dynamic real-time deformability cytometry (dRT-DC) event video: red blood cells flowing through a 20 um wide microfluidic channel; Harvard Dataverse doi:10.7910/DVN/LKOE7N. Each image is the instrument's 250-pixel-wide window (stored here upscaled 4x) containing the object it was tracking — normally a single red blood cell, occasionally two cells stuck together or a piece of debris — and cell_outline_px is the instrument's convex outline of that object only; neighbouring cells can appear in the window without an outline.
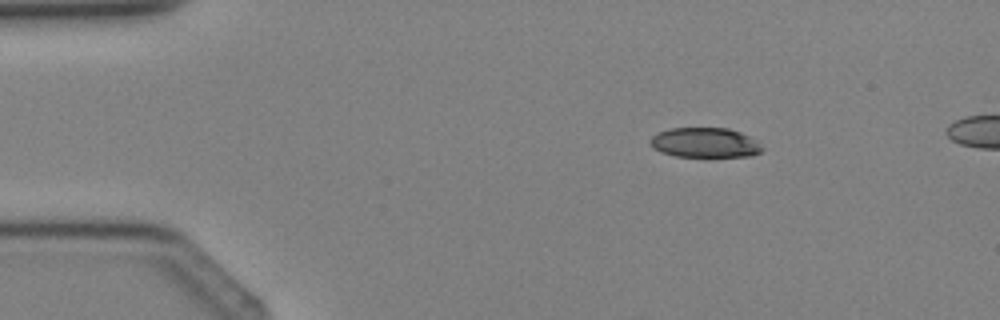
{"species": "Egyptian fruit bat (a non-hibernating species)", "species_latin": "Rousettus aegyptiacus", "temperature_condition": "cold", "stored_images_in_passage": 4, "camera_frame_rate_fps": 3000, "um_per_image_px": 0.085, "animal": {"sex": "female"}, "frame": {"image": 1, "passage_image": 2, "time_ms": 1.0, "image_size_px": [1000, 320], "cell_outline_px": [[764, 148], [760, 152], [752, 156], [676, 156], [660, 152], [652, 148], [648, 140], [652, 136], [668, 128], [728, 128], [740, 132], [748, 136]], "centroid_in_image_um": [59.87, 12.12], "position_along_channel_um": 25.1, "area_um2": 19.36}}